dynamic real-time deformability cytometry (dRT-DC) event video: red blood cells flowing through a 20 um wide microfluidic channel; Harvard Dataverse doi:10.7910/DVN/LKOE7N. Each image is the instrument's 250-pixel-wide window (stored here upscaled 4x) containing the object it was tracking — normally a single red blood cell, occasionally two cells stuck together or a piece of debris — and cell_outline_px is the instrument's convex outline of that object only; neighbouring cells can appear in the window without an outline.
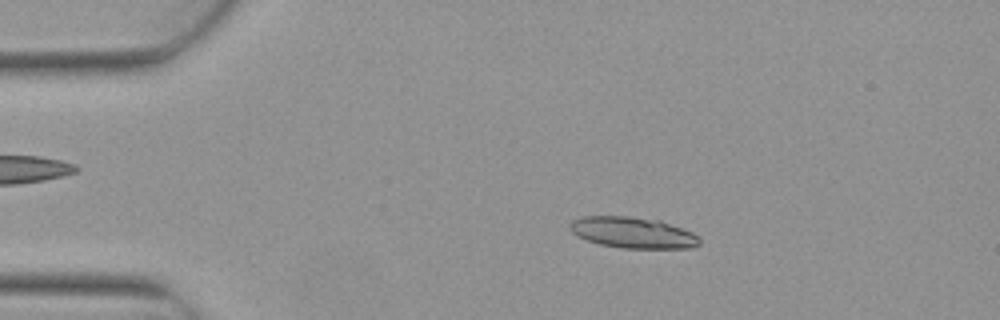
{"species": "Egyptian fruit bat (a non-hibernating species)", "species_latin": "Rousettus aegyptiacus", "temperature_condition": "warm", "stored_images_in_passage": 3, "camera_frame_rate_fps": 3000, "um_per_image_px": 0.085, "animal": {"sex": "female"}, "frame": {"image": 1, "passage_image": 2, "time_ms": 0.333, "image_size_px": [1000, 320], "cell_outline_px": [[700, 244], [692, 248], [620, 248], [600, 244], [576, 236], [568, 228], [568, 224], [572, 220], [584, 216], [628, 216], [660, 220], [692, 232], [700, 240]], "centroid_in_image_um": [53.75, 19.77], "position_along_channel_um": 31.2, "area_um2": 23.52}}